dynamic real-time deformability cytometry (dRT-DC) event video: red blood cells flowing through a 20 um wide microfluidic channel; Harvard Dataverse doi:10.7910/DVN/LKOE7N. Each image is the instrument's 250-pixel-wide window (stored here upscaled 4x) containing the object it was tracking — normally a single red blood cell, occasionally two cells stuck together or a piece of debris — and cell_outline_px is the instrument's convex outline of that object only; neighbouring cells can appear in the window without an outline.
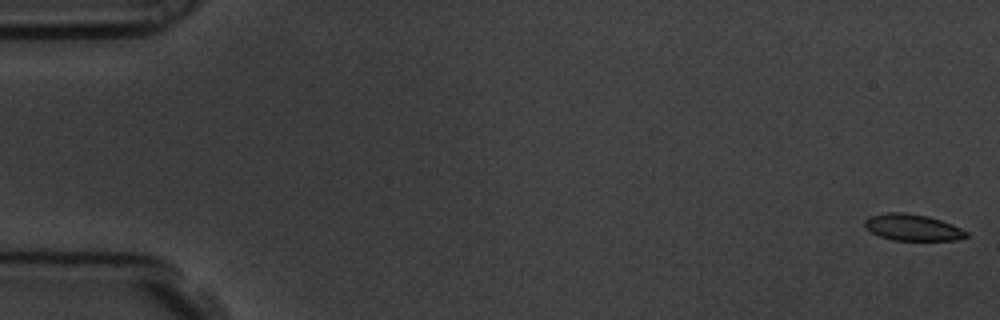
{"species": "common noctule bat (a hibernating species)", "species_latin": "Nyctalus noctula", "temperature_condition": "room temperature", "stored_images_in_passage": 6, "camera_frame_rate_fps": 3000, "um_per_image_px": 0.085, "animal": {"sex": "male", "body_mass_g": 19.5, "forearm_length_mm": 54.6}, "frame": {"image": 1, "passage_image": 1, "time_ms": 0.0, "image_size_px": [1000, 320], "cell_outline_px": [[968, 236], [956, 240], [892, 240], [880, 236], [864, 228], [864, 220], [868, 216], [884, 212], [904, 212], [928, 216], [952, 224], [968, 232]], "centroid_in_image_um": [77.52, 19.32], "position_along_channel_um": 7.5, "area_um2": 15.78}}
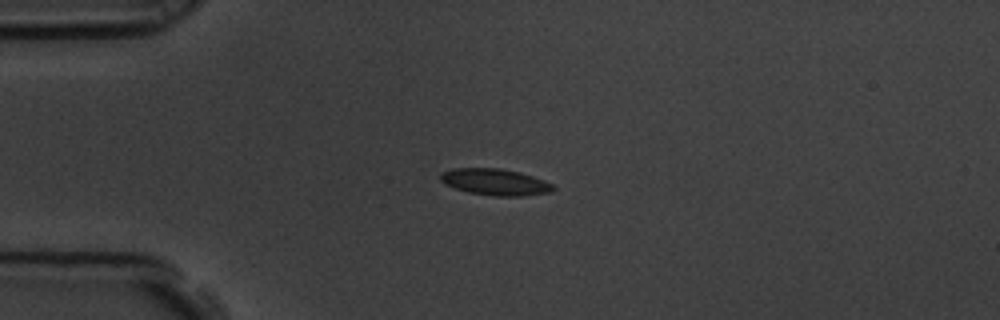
{"frame": {"image": 2, "passage_image": 5, "time_ms": 1.333, "image_size_px": [1000, 320], "cell_outline_px": [[556, 188], [552, 192], [524, 196], [492, 196], [468, 192], [444, 184], [440, 180], [440, 172], [452, 168], [500, 168], [520, 172], [544, 180], [552, 184]], "centroid_in_image_um": [42.08, 15.47], "position_along_channel_um": 42.9, "area_um2": 17.57}}